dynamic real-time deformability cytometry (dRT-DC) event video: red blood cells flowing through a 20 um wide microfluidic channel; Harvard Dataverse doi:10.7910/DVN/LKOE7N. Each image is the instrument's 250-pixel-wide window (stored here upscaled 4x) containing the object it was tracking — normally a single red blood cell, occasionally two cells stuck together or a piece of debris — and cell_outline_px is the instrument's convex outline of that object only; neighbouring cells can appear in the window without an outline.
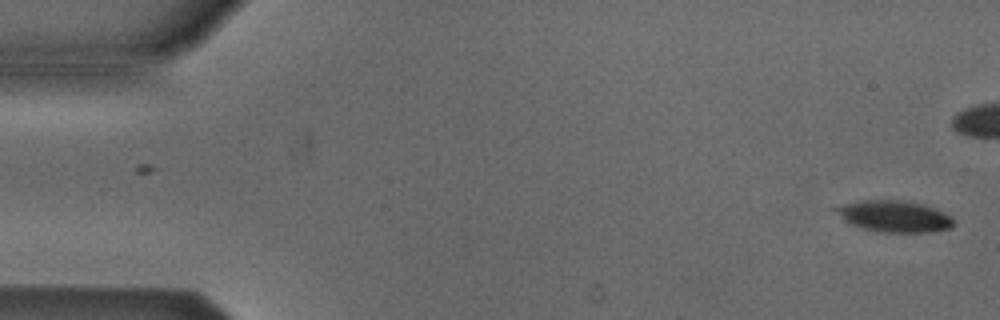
{"species": "Egyptian fruit bat (a non-hibernating species)", "species_latin": "Rousettus aegyptiacus", "temperature_condition": "cold", "stored_images_in_passage": 8, "camera_frame_rate_fps": 3000, "um_per_image_px": 0.085, "animal": {"sex": "male"}, "frame": {"image": 1, "passage_image": 1, "time_ms": 0.0, "image_size_px": [1000, 320], "cell_outline_px": [[952, 228], [928, 232], [876, 232], [848, 224], [832, 208], [844, 204], [860, 200], [908, 200], [924, 204], [952, 216]], "centroid_in_image_um": [75.98, 18.38], "position_along_channel_um": 9.0, "area_um2": 21.73}}
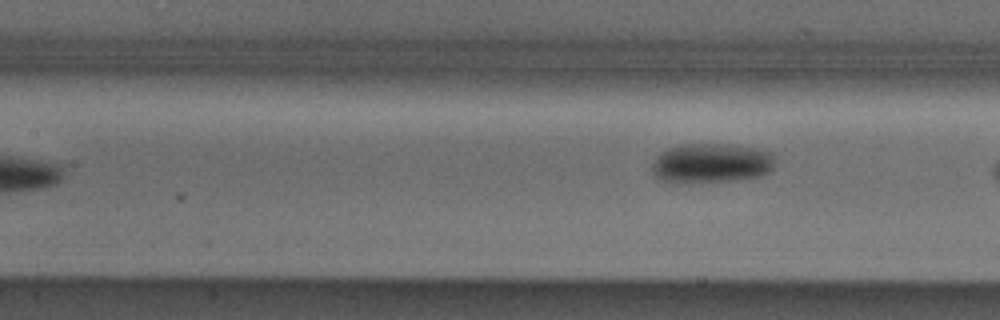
{"frame": {"image": 2, "passage_image": 8, "time_ms": 8.667, "image_size_px": [1000, 320], "cell_outline_px": [[772, 168], [768, 172], [760, 176], [728, 180], [688, 184], [676, 184], [664, 180], [656, 176], [652, 168], [652, 164], [656, 156], [660, 152], [668, 148], [680, 144], [728, 144], [752, 148], [772, 152]], "centroid_in_image_um": [60.38, 13.87], "position_along_channel_um": 147.0, "area_um2": 28.38}}